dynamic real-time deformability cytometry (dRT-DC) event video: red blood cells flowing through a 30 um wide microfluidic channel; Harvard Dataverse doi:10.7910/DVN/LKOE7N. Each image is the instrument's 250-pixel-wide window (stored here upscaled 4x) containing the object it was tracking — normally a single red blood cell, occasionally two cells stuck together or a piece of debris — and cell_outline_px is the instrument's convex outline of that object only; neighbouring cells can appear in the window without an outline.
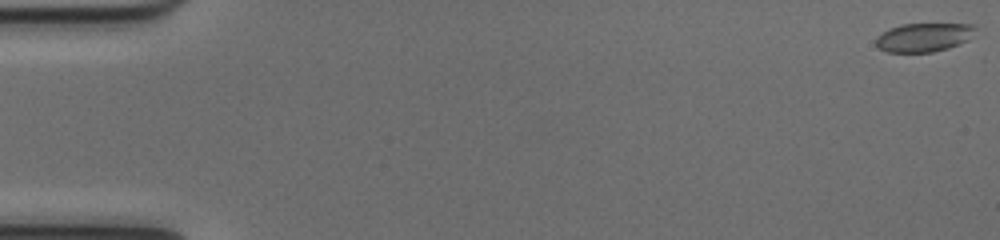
{"species": "common noctule bat (a hibernating species)", "species_latin": "Nyctalus noctula", "temperature_condition": "cold", "stored_images_in_passage": 53, "camera_frame_rate_fps": 3000, "um_per_image_px": 0.085, "animal": {"sex": "female", "body_mass_g": 17.0, "forearm_length_mm": 48.0}, "frame": {"image": 1, "passage_image": 1, "time_ms": 0.0, "image_size_px": [1000, 240], "cell_outline_px": [[976, 28], [968, 40], [948, 48], [932, 52], [888, 52], [880, 48], [876, 44], [876, 36], [888, 28], [900, 24], [972, 24]], "centroid_in_image_um": [78.49, 3.17], "position_along_channel_um": 6.5, "area_um2": 16.59}}
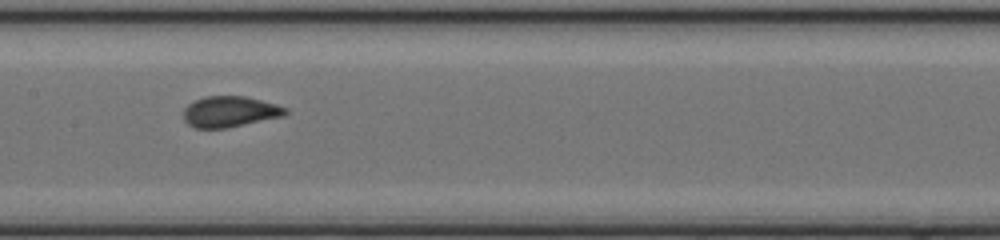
{"frame": {"image": 2, "passage_image": 27, "time_ms": 8.667, "image_size_px": [1000, 240], "cell_outline_px": [[288, 112], [284, 116], [228, 128], [196, 128], [188, 124], [184, 120], [184, 108], [188, 104], [204, 96], [244, 96], [276, 104], [288, 108]], "centroid_in_image_um": [19.55, 9.49], "position_along_channel_um": 187.9, "area_um2": 18.38}}
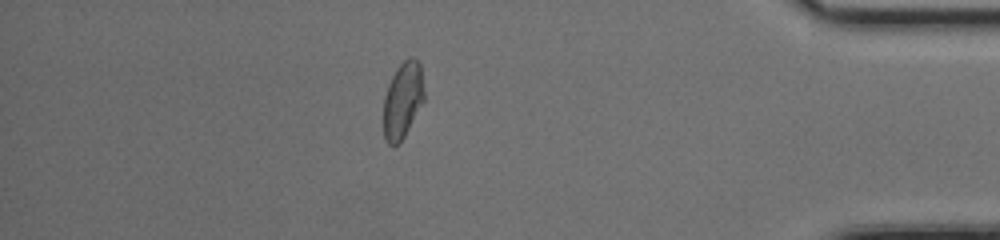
{"frame": {"image": 3, "passage_image": 46, "time_ms": 15.0, "image_size_px": [1000, 240], "cell_outline_px": [[424, 100], [400, 144], [388, 144], [384, 136], [384, 96], [388, 84], [396, 68], [408, 56], [412, 56], [420, 64], [424, 92]], "centroid_in_image_um": [34.23, 8.49], "position_along_channel_um": 401.0, "area_um2": 17.98}, "authors_computed_cell_mechanics": {"area_um2": 18.4382, "velocity_mm_per_s": 3.9973, "shape_relaxation_time_tau1_ms": 4.6104, "shape_relaxation_time_tau2_ms": null, "deformation_change_tau1": 0.1293, "deformation_change_tau2": null}}